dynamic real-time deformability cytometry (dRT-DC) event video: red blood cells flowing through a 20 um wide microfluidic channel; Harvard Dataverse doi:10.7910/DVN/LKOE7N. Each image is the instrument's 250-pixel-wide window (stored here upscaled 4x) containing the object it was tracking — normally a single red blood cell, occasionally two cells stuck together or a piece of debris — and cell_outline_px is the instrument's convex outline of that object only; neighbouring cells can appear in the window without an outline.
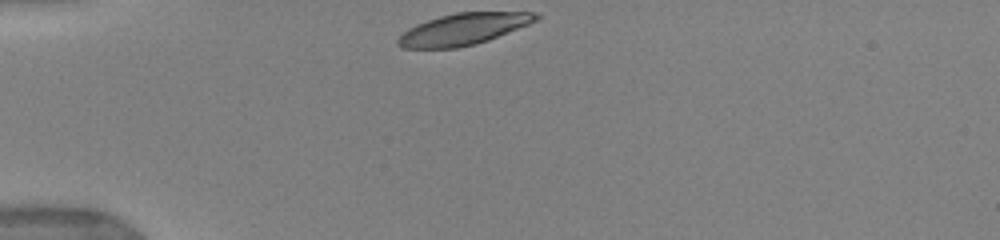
{"species": "human", "species_latin": "Homo sapiens", "temperature_condition": "warm", "stored_images_in_passage": 7, "camera_frame_rate_fps": 3000, "um_per_image_px": 0.085, "donor": {"sex": "female"}, "frame": {"image": 1, "passage_image": 1, "time_ms": 0.0, "image_size_px": [1000, 240], "cell_outline_px": [[540, 20], [488, 40], [476, 44], [456, 48], [404, 48], [396, 44], [396, 40], [408, 28], [416, 24], [440, 16], [456, 12], [540, 12]], "centroid_in_image_um": [39.42, 2.47], "position_along_channel_um": 45.6, "area_um2": 25.43}}